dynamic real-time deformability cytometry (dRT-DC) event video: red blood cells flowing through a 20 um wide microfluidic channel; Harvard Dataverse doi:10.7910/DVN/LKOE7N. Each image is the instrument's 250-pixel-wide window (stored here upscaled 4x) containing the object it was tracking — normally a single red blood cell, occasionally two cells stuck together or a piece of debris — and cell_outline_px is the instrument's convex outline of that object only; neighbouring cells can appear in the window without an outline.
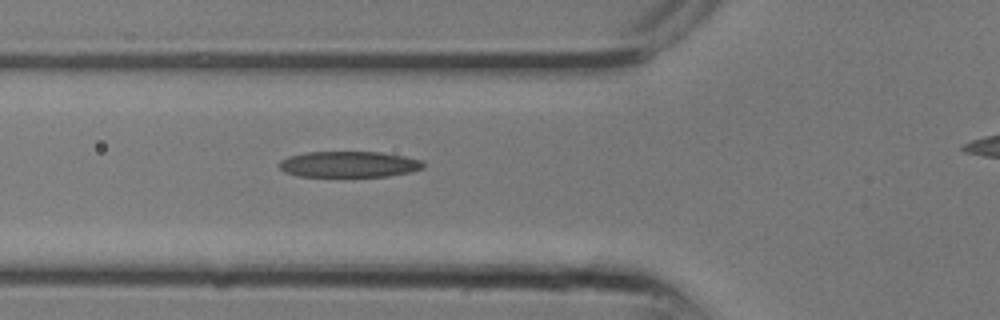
{"species": "common noctule bat (a hibernating species)", "species_latin": "Nyctalus noctula", "temperature_condition": "room temperature", "stored_images_in_passage": 2, "camera_frame_rate_fps": 3000, "um_per_image_px": 0.085, "animal": {"sex": "male", "body_mass_g": 13.3}, "frame": {"image": 1, "passage_image": 2, "time_ms": 0.333, "image_size_px": [1000, 320], "cell_outline_px": [[424, 168], [412, 172], [388, 176], [296, 176], [284, 172], [280, 168], [280, 160], [288, 156], [308, 152], [380, 152], [404, 156], [424, 160]], "centroid_in_image_um": [29.69, 13.96], "position_along_channel_um": 96.1, "area_um2": 21.91}}